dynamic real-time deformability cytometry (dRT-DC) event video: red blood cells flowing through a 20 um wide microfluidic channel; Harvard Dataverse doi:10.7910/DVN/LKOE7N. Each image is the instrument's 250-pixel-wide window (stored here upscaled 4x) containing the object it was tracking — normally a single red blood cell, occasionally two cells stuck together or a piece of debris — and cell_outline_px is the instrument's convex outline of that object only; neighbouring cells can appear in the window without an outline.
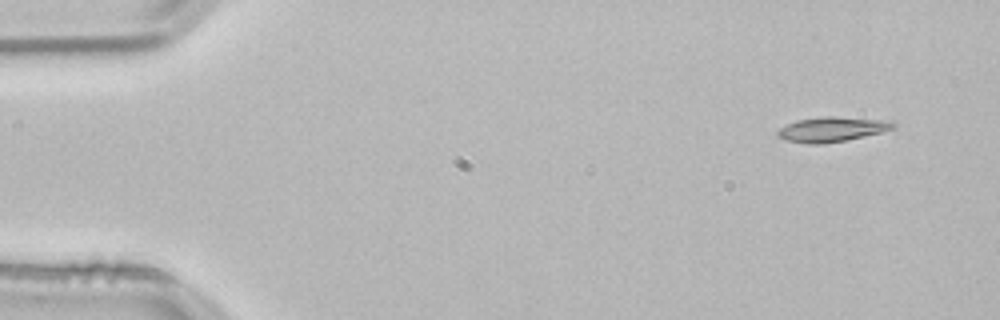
{"species": "common noctule bat (a hibernating species)", "species_latin": "Nyctalus noctula", "temperature_condition": "room temperature", "stored_images_in_passage": 3, "camera_frame_rate_fps": 3000, "um_per_image_px": 0.085, "animal": {"sex": "male", "body_mass_g": 21.5, "forearm_length_mm": 52.0}, "frame": {"image": 1, "passage_image": 1, "time_ms": 0.0, "image_size_px": [1000, 320], "cell_outline_px": [[896, 128], [848, 140], [824, 144], [804, 144], [784, 140], [776, 136], [776, 132], [780, 128], [796, 120], [820, 116], [832, 116], [896, 120]], "centroid_in_image_um": [70.74, 10.99], "position_along_channel_um": 14.3, "area_um2": 17.22}}
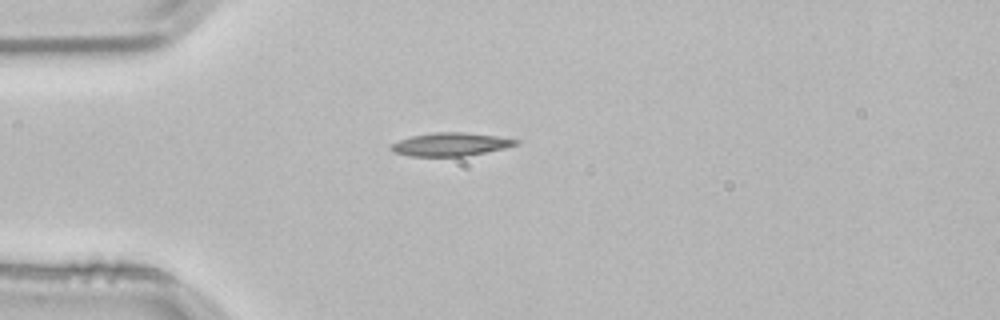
{"frame": {"image": 2, "passage_image": 3, "time_ms": 0.667, "image_size_px": [1000, 320], "cell_outline_px": [[520, 144], [504, 148], [464, 156], [408, 156], [392, 152], [388, 148], [392, 144], [400, 140], [412, 136], [432, 132], [464, 132], [496, 136], [520, 140]], "centroid_in_image_um": [38.27, 12.27], "position_along_channel_um": 46.7, "area_um2": 16.88}}